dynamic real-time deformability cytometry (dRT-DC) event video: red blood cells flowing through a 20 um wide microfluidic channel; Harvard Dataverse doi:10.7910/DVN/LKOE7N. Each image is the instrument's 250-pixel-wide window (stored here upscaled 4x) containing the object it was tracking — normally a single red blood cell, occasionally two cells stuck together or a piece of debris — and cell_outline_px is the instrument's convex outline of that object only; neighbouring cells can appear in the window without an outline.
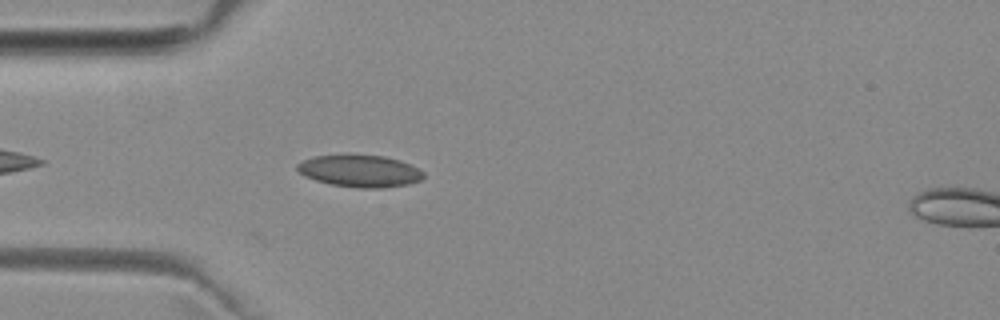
{"species": "common noctule bat (a hibernating species)", "species_latin": "Nyctalus noctula", "temperature_condition": "room temperature", "stored_images_in_passage": 2, "camera_frame_rate_fps": 3000, "um_per_image_px": 0.085, "animal": {"sex": "female", "body_mass_g": 29.2, "forearm_length_mm": 56.3}, "frame": {"image": 1, "passage_image": 2, "time_ms": 1.0, "image_size_px": [1000, 320], "cell_outline_px": [[424, 176], [420, 180], [408, 184], [384, 188], [360, 188], [332, 184], [316, 180], [304, 176], [296, 168], [296, 164], [304, 160], [316, 156], [384, 156], [400, 160], [424, 172]], "centroid_in_image_um": [30.6, 14.55], "position_along_channel_um": 54.4, "area_um2": 23.06}}